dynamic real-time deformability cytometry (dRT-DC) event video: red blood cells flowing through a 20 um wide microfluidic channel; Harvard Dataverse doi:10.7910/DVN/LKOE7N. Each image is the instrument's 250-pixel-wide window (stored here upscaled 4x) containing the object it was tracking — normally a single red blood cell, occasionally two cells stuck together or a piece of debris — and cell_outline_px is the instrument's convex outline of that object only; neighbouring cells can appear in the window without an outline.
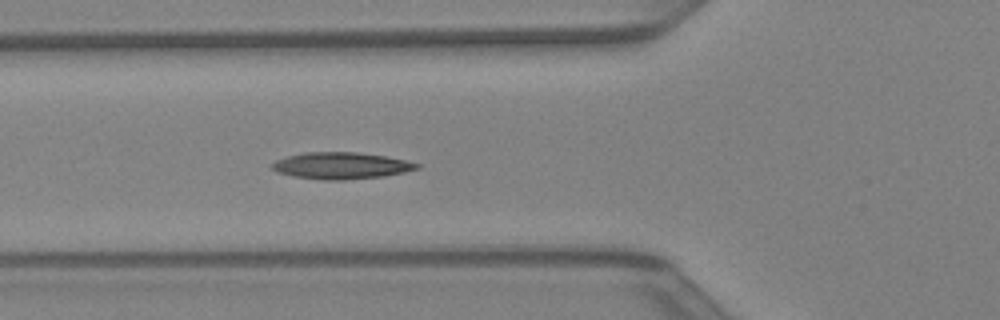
{"species": "Egyptian fruit bat (a non-hibernating species)", "species_latin": "Rousettus aegyptiacus", "temperature_condition": "warm", "stored_images_in_passage": 34, "camera_frame_rate_fps": 3000, "um_per_image_px": 0.085, "animal": {"sex": "female"}, "frame": {"image": 1, "passage_image": 6, "time_ms": 1.667, "image_size_px": [1000, 320], "cell_outline_px": [[420, 168], [404, 172], [384, 176], [344, 180], [324, 180], [292, 176], [276, 172], [268, 164], [276, 160], [288, 156], [304, 152], [356, 152], [384, 156], [404, 160], [420, 164]], "centroid_in_image_um": [28.95, 14.08], "position_along_channel_um": 96.9, "area_um2": 22.54}}
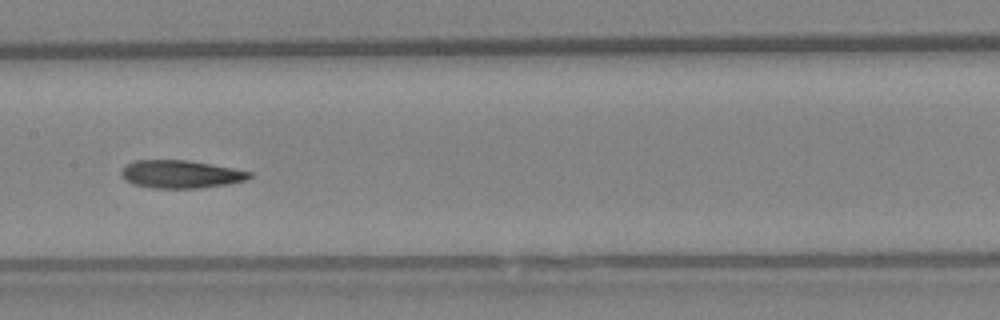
{"frame": {"image": 2, "passage_image": 12, "time_ms": 3.667, "image_size_px": [1000, 320], "cell_outline_px": [[252, 176], [244, 180], [228, 184], [200, 188], [152, 188], [132, 184], [124, 180], [120, 172], [128, 164], [136, 160], [188, 160], [232, 168], [252, 172]], "centroid_in_image_um": [15.34, 14.81], "position_along_channel_um": 192.1, "area_um2": 20.75}}
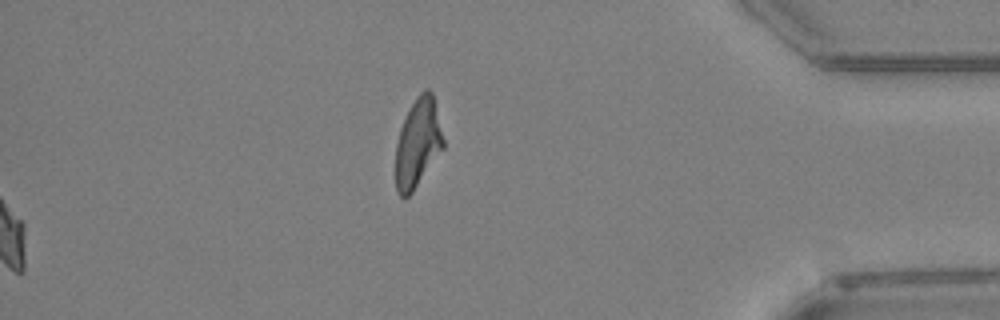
{"frame": {"image": 3, "passage_image": 34, "time_ms": 11.0, "image_size_px": [1000, 320], "cell_outline_px": [[444, 148], [412, 192], [404, 200], [396, 192], [396, 144], [400, 128], [408, 108], [416, 96], [424, 88], [428, 88], [432, 92], [444, 140]], "centroid_in_image_um": [35.5, 12.14], "position_along_channel_um": 399.7, "area_um2": 24.8}}